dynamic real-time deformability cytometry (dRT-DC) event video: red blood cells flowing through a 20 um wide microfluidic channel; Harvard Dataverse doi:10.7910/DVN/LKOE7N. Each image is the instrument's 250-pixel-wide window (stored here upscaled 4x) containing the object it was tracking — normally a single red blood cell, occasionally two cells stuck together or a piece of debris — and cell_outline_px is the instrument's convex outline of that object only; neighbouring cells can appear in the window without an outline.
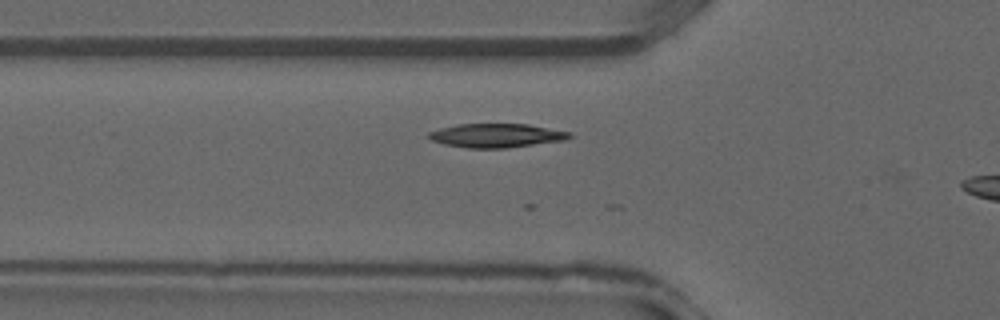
{"species": "common noctule bat (a hibernating species)", "species_latin": "Nyctalus noctula", "temperature_condition": "warm", "stored_images_in_passage": 16, "camera_frame_rate_fps": 3000, "um_per_image_px": 0.085, "animal": {"sex": "male", "forearm_length_mm": 52.5}, "frame": {"image": 1, "passage_image": 2, "time_ms": 0.333, "image_size_px": [1000, 320], "cell_outline_px": [[572, 136], [568, 140], [504, 148], [468, 148], [444, 144], [432, 140], [428, 136], [428, 132], [440, 128], [456, 124], [528, 124], [572, 132]], "centroid_in_image_um": [42.23, 11.51], "position_along_channel_um": 83.6, "area_um2": 19.65}}